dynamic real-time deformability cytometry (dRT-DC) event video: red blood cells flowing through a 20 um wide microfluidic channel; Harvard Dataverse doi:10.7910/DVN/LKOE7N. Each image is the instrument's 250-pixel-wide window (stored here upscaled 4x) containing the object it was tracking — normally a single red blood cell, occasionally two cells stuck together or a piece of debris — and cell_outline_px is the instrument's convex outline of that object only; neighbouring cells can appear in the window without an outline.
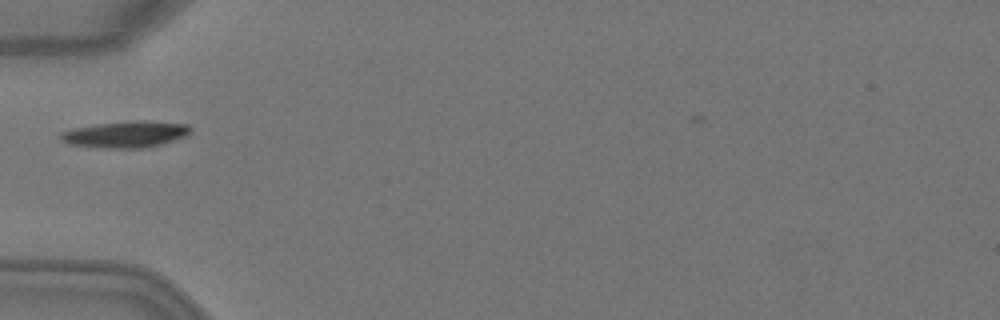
{"species": "Egyptian fruit bat (a non-hibernating species)", "species_latin": "Rousettus aegyptiacus", "temperature_condition": "warm", "stored_images_in_passage": 1, "camera_frame_rate_fps": 3000, "um_per_image_px": 0.085, "animal": {"sex": "female"}, "frame": {"image": 1, "passage_image": 1, "time_ms": 0.0, "image_size_px": [1000, 320], "cell_outline_px": [[192, 132], [188, 136], [160, 144], [144, 148], [104, 148], [68, 144], [60, 140], [60, 132], [72, 128], [96, 124], [128, 120], [144, 120], [188, 124], [192, 128]], "centroid_in_image_um": [10.7, 11.4], "position_along_channel_um": 74.3, "area_um2": 20.4}}